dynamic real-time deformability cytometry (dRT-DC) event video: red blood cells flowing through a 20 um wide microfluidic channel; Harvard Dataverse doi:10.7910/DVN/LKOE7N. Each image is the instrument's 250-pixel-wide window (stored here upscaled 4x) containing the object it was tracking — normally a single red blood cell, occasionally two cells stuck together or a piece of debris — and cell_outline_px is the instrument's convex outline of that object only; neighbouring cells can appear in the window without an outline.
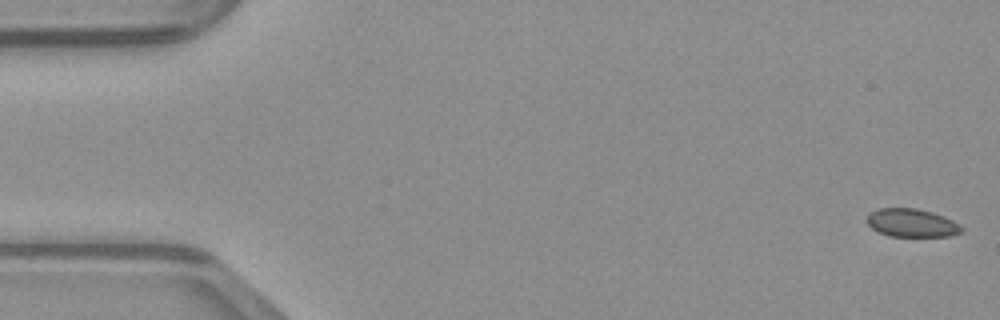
{"species": "common noctule bat (a hibernating species)", "species_latin": "Nyctalus noctula", "temperature_condition": "warm", "stored_images_in_passage": 48, "camera_frame_rate_fps": 3000, "um_per_image_px": 0.085, "animal": {"sex": "male", "body_mass_g": 23.1, "forearm_length_mm": 52.7}, "frame": {"image": 1, "passage_image": 1, "time_ms": 0.0, "image_size_px": [1000, 320], "cell_outline_px": [[964, 232], [948, 236], [888, 236], [876, 232], [868, 224], [868, 212], [880, 208], [916, 208], [932, 212], [944, 216], [960, 224], [964, 228]], "centroid_in_image_um": [77.51, 18.95], "position_along_channel_um": 7.5, "area_um2": 15.72}}
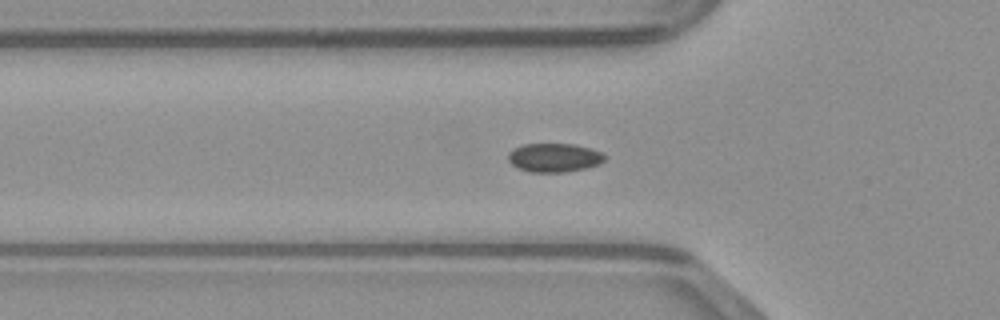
{"frame": {"image": 2, "passage_image": 16, "time_ms": 5.0, "image_size_px": [1000, 320], "cell_outline_px": [[608, 156], [600, 164], [584, 168], [564, 172], [528, 172], [516, 168], [508, 160], [508, 152], [524, 144], [572, 144], [592, 148], [604, 152]], "centroid_in_image_um": [47.14, 13.4], "position_along_channel_um": 78.7, "area_um2": 16.36}}
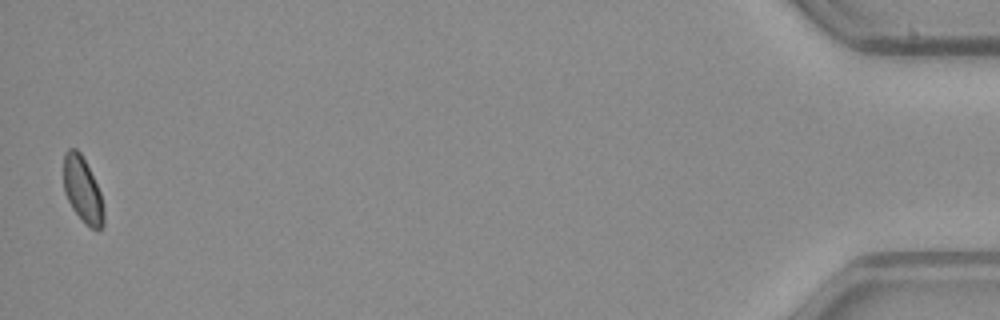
{"frame": {"image": 3, "passage_image": 48, "time_ms": 15.667, "image_size_px": [1000, 320], "cell_outline_px": [[104, 224], [100, 228], [92, 228], [72, 208], [64, 192], [64, 152], [68, 148], [76, 148], [80, 152], [100, 192], [104, 212]], "centroid_in_image_um": [7.0, 16.09], "position_along_channel_um": 428.2, "area_um2": 14.85}}